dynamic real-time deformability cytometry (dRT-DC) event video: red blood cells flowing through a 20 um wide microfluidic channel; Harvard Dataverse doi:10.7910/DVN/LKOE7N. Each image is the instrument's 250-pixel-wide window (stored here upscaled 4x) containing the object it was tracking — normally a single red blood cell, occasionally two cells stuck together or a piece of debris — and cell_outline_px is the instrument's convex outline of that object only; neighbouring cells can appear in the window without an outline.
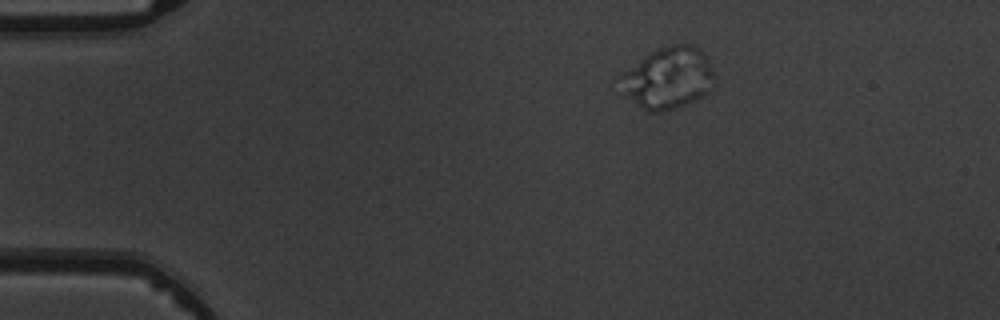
{"species": "common noctule bat (a hibernating species)", "species_latin": "Nyctalus noctula", "temperature_condition": "warm", "stored_images_in_passage": 5, "camera_frame_rate_fps": 3000, "um_per_image_px": 0.085, "animal": {"sex": "male", "body_mass_g": 19.5, "forearm_length_mm": 54.6}, "frame": {"image": 1, "passage_image": 3, "time_ms": 2.333, "image_size_px": [1000, 320], "cell_outline_px": [[716, 76], [708, 92], [684, 104], [660, 112], [648, 112], [624, 92], [612, 80], [616, 76], [644, 56], [660, 48], [672, 44], [696, 44], [704, 52]], "centroid_in_image_um": [56.75, 6.59], "position_along_channel_um": 28.2, "area_um2": 33.87}}
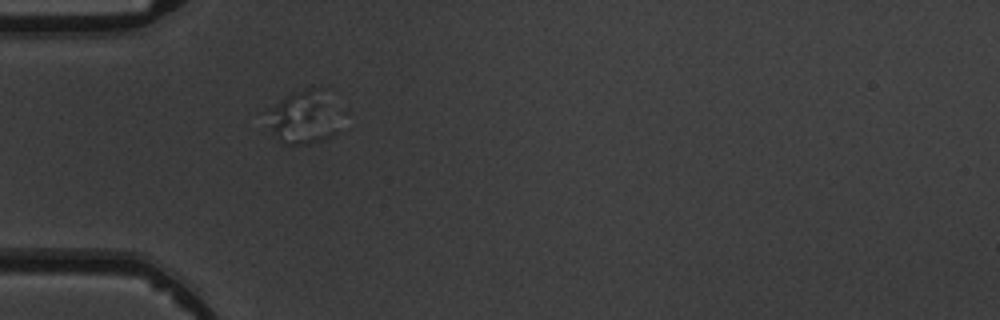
{"frame": {"image": 2, "passage_image": 5, "time_ms": 4.667, "image_size_px": [1000, 320], "cell_outline_px": [[332, 132], [324, 140], [308, 144], [288, 144], [280, 140], [272, 128], [268, 112], [268, 108], [284, 96], [292, 92], [312, 88], [320, 88]], "centroid_in_image_um": [25.55, 9.99], "position_along_channel_um": 59.4, "area_um2": 19.65}}